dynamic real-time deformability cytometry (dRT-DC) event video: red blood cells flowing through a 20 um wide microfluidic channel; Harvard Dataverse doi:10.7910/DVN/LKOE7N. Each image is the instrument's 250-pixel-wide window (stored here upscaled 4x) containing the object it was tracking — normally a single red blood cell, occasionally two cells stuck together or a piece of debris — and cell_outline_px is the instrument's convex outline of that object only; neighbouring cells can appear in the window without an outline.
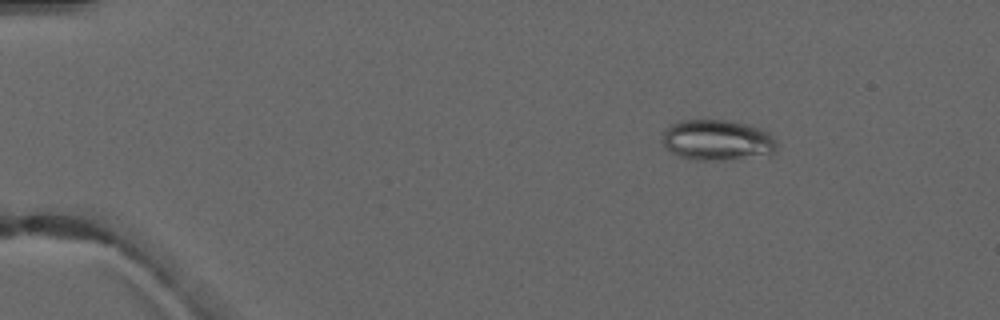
{"species": "common noctule bat (a hibernating species)", "species_latin": "Nyctalus noctula", "temperature_condition": "warm", "stored_images_in_passage": 4, "camera_frame_rate_fps": 3000, "um_per_image_px": 0.085, "animal": {"sex": "male", "forearm_length_mm": 52.5}, "frame": {"image": 1, "passage_image": 2, "time_ms": 1.333, "image_size_px": [1000, 320], "cell_outline_px": [[776, 152], [724, 160], [696, 160], [680, 156], [664, 148], [660, 140], [664, 128], [668, 124], [680, 120], [724, 120], [748, 124], [760, 128], [768, 132], [772, 136], [776, 144]], "centroid_in_image_um": [60.87, 11.89], "position_along_channel_um": 24.1, "area_um2": 27.22}}